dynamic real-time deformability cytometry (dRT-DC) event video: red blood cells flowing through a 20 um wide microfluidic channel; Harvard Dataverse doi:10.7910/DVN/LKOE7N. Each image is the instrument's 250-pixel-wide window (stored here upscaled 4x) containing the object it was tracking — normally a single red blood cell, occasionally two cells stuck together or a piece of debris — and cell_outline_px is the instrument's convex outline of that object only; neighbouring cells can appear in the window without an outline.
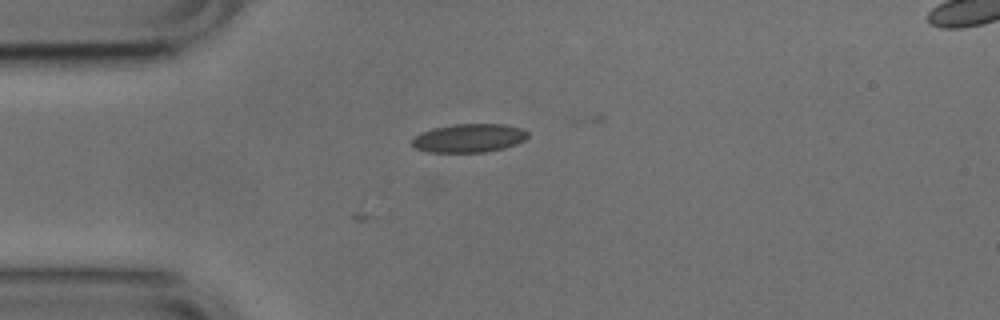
{"species": "common noctule bat (a hibernating species)", "species_latin": "Nyctalus noctula", "temperature_condition": "cold", "stored_images_in_passage": 16, "camera_frame_rate_fps": 3000, "um_per_image_px": 0.085, "animal": {"sex": "male", "body_mass_g": 17.9, "forearm_length_mm": 54.2}, "frame": {"image": 1, "passage_image": 1, "time_ms": 0.0, "image_size_px": [1000, 320], "cell_outline_px": [[528, 136], [524, 140], [516, 144], [504, 148], [484, 152], [428, 152], [416, 148], [412, 144], [412, 140], [420, 132], [432, 128], [452, 124], [504, 124], [520, 128], [528, 132]], "centroid_in_image_um": [39.85, 11.73], "position_along_channel_um": 45.1, "area_um2": 19.25}}